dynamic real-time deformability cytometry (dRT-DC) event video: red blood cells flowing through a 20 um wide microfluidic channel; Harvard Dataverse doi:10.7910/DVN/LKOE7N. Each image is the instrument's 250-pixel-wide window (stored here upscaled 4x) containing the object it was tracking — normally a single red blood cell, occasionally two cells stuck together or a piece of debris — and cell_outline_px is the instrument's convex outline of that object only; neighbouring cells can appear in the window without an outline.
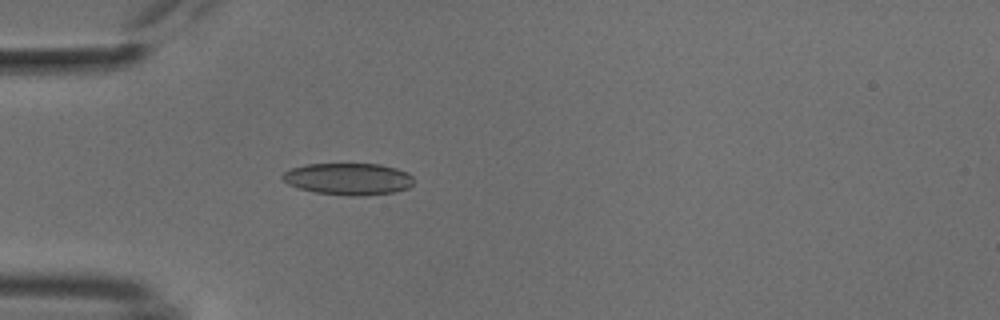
{"species": "common noctule bat (a hibernating species)", "species_latin": "Nyctalus noctula", "temperature_condition": "cold", "stored_images_in_passage": 41, "camera_frame_rate_fps": 3000, "um_per_image_px": 0.085, "animal": {"sex": "male", "body_mass_g": 18.8}, "frame": {"image": 1, "passage_image": 6, "time_ms": 1.667, "image_size_px": [1000, 320], "cell_outline_px": [[412, 184], [408, 188], [396, 192], [360, 196], [348, 196], [316, 192], [300, 188], [288, 184], [280, 176], [284, 172], [292, 168], [308, 164], [380, 164], [396, 168], [408, 172], [412, 176]], "centroid_in_image_um": [29.63, 15.21], "position_along_channel_um": 55.4, "area_um2": 24.33}}
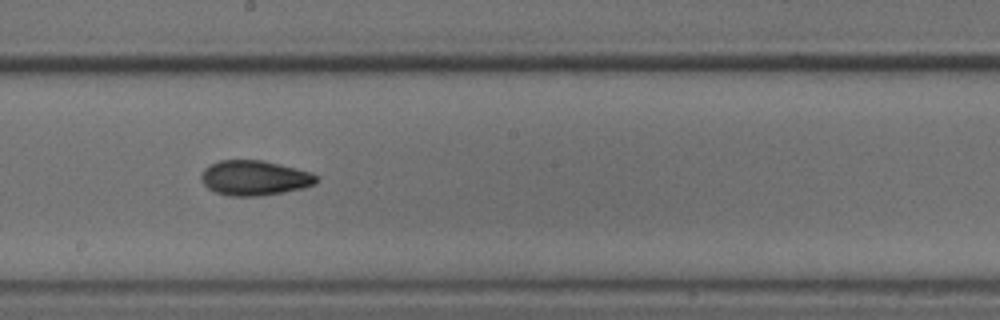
{"frame": {"image": 2, "passage_image": 20, "time_ms": 6.333, "image_size_px": [1000, 320], "cell_outline_px": [[320, 180], [316, 184], [304, 188], [260, 196], [228, 196], [216, 192], [208, 188], [204, 184], [200, 176], [204, 168], [208, 164], [220, 160], [264, 160], [312, 172]], "centroid_in_image_um": [21.64, 15.12], "position_along_channel_um": 226.6, "area_um2": 23.7}}
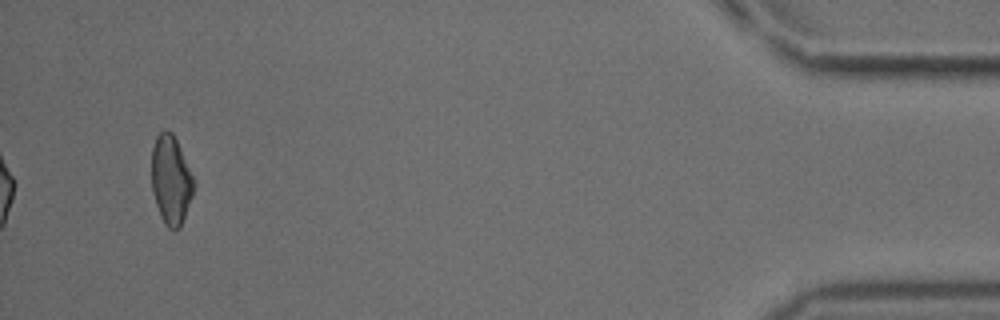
{"frame": {"image": 3, "passage_image": 41, "time_ms": 13.333, "image_size_px": [1000, 320], "cell_outline_px": [[196, 184], [192, 196], [180, 228], [168, 228], [164, 224], [160, 216], [152, 192], [152, 148], [156, 136], [164, 128], [172, 132], [196, 180]], "centroid_in_image_um": [14.54, 15.28], "position_along_channel_um": 420.7, "area_um2": 22.02}, "authors_computed_cell_mechanics": {"area_um2": 22.4842, "velocity_mm_per_s": 3.8068, "shape_relaxation_time_tau1_ms": null, "shape_relaxation_time_tau2_ms": 3.7885, "deformation_change_tau1": null, "deformation_change_tau2": 0.0896}}